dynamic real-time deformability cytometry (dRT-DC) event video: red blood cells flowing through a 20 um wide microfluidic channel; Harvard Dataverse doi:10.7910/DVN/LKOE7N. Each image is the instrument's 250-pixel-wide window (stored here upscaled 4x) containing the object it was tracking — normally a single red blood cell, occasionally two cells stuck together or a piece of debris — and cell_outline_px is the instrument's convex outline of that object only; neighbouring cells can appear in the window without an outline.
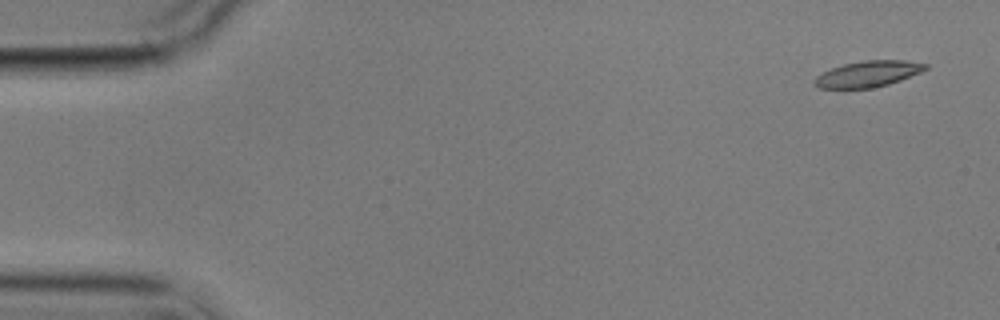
{"species": "common noctule bat (a hibernating species)", "species_latin": "Nyctalus noctula", "temperature_condition": "cold", "stored_images_in_passage": 5, "camera_frame_rate_fps": 3000, "um_per_image_px": 0.085, "animal": {"sex": "male", "body_mass_g": 17.9}, "frame": {"image": 1, "passage_image": 1, "time_ms": 0.0, "image_size_px": [1000, 320], "cell_outline_px": [[928, 68], [920, 72], [900, 80], [888, 84], [872, 88], [820, 88], [812, 84], [812, 80], [816, 76], [832, 68], [844, 64], [864, 60], [904, 60], [928, 64]], "centroid_in_image_um": [73.76, 6.28], "position_along_channel_um": 11.2, "area_um2": 16.76}}
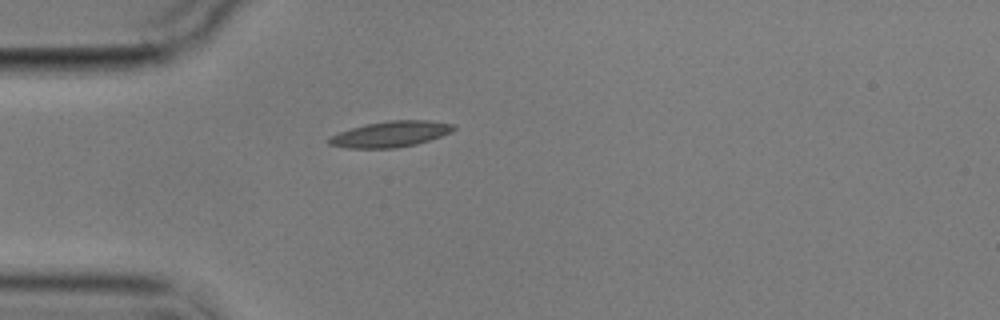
{"frame": {"image": 2, "passage_image": 5, "time_ms": 4.333, "image_size_px": [1000, 320], "cell_outline_px": [[456, 128], [452, 132], [416, 144], [396, 148], [348, 148], [328, 144], [328, 140], [332, 136], [340, 132], [364, 124], [388, 120], [428, 120], [452, 124]], "centroid_in_image_um": [33.2, 11.39], "position_along_channel_um": 51.8, "area_um2": 18.61}}